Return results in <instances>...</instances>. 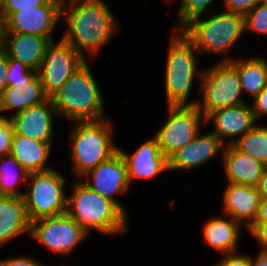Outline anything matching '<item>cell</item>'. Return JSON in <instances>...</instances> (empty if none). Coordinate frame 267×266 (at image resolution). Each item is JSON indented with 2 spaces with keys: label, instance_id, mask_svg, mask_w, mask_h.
Returning a JSON list of instances; mask_svg holds the SVG:
<instances>
[{
  "label": "cell",
  "instance_id": "obj_1",
  "mask_svg": "<svg viewBox=\"0 0 267 266\" xmlns=\"http://www.w3.org/2000/svg\"><path fill=\"white\" fill-rule=\"evenodd\" d=\"M65 1L69 6L67 9L62 6V17L68 27L61 38L82 57L85 58L83 50L93 57L116 33L114 15L104 0Z\"/></svg>",
  "mask_w": 267,
  "mask_h": 266
},
{
  "label": "cell",
  "instance_id": "obj_2",
  "mask_svg": "<svg viewBox=\"0 0 267 266\" xmlns=\"http://www.w3.org/2000/svg\"><path fill=\"white\" fill-rule=\"evenodd\" d=\"M73 195L67 199V214L88 234L93 230L102 234L125 233L127 214L112 200L90 189L82 181H74Z\"/></svg>",
  "mask_w": 267,
  "mask_h": 266
},
{
  "label": "cell",
  "instance_id": "obj_3",
  "mask_svg": "<svg viewBox=\"0 0 267 266\" xmlns=\"http://www.w3.org/2000/svg\"><path fill=\"white\" fill-rule=\"evenodd\" d=\"M57 114L73 122L106 119L102 93L87 62L51 97Z\"/></svg>",
  "mask_w": 267,
  "mask_h": 266
},
{
  "label": "cell",
  "instance_id": "obj_4",
  "mask_svg": "<svg viewBox=\"0 0 267 266\" xmlns=\"http://www.w3.org/2000/svg\"><path fill=\"white\" fill-rule=\"evenodd\" d=\"M112 122H75L71 133V157L75 173L80 178L100 163L110 159L118 152L113 142Z\"/></svg>",
  "mask_w": 267,
  "mask_h": 266
},
{
  "label": "cell",
  "instance_id": "obj_5",
  "mask_svg": "<svg viewBox=\"0 0 267 266\" xmlns=\"http://www.w3.org/2000/svg\"><path fill=\"white\" fill-rule=\"evenodd\" d=\"M173 33L164 73L167 106L196 105L198 101L187 102L194 78L198 76L200 79L202 76V70L200 72L197 68L196 49L180 30Z\"/></svg>",
  "mask_w": 267,
  "mask_h": 266
},
{
  "label": "cell",
  "instance_id": "obj_6",
  "mask_svg": "<svg viewBox=\"0 0 267 266\" xmlns=\"http://www.w3.org/2000/svg\"><path fill=\"white\" fill-rule=\"evenodd\" d=\"M245 16L221 11L208 19L199 16L186 23L180 32L201 52L225 54L243 35Z\"/></svg>",
  "mask_w": 267,
  "mask_h": 266
},
{
  "label": "cell",
  "instance_id": "obj_7",
  "mask_svg": "<svg viewBox=\"0 0 267 266\" xmlns=\"http://www.w3.org/2000/svg\"><path fill=\"white\" fill-rule=\"evenodd\" d=\"M31 187L22 198L30 222L67 213L65 178L55 169L29 173Z\"/></svg>",
  "mask_w": 267,
  "mask_h": 266
},
{
  "label": "cell",
  "instance_id": "obj_8",
  "mask_svg": "<svg viewBox=\"0 0 267 266\" xmlns=\"http://www.w3.org/2000/svg\"><path fill=\"white\" fill-rule=\"evenodd\" d=\"M200 80L203 98L196 106L205 117L213 110L246 103L241 99L243 92L237 69L230 61H220L202 71Z\"/></svg>",
  "mask_w": 267,
  "mask_h": 266
},
{
  "label": "cell",
  "instance_id": "obj_9",
  "mask_svg": "<svg viewBox=\"0 0 267 266\" xmlns=\"http://www.w3.org/2000/svg\"><path fill=\"white\" fill-rule=\"evenodd\" d=\"M168 114L167 121L155 134L167 158L196 138L202 121L206 124L205 116L196 105H168Z\"/></svg>",
  "mask_w": 267,
  "mask_h": 266
},
{
  "label": "cell",
  "instance_id": "obj_10",
  "mask_svg": "<svg viewBox=\"0 0 267 266\" xmlns=\"http://www.w3.org/2000/svg\"><path fill=\"white\" fill-rule=\"evenodd\" d=\"M89 234L67 213L31 222L30 236L59 255H67Z\"/></svg>",
  "mask_w": 267,
  "mask_h": 266
},
{
  "label": "cell",
  "instance_id": "obj_11",
  "mask_svg": "<svg viewBox=\"0 0 267 266\" xmlns=\"http://www.w3.org/2000/svg\"><path fill=\"white\" fill-rule=\"evenodd\" d=\"M85 62V58L63 39L58 43L52 41L37 71L45 94L51 98Z\"/></svg>",
  "mask_w": 267,
  "mask_h": 266
},
{
  "label": "cell",
  "instance_id": "obj_12",
  "mask_svg": "<svg viewBox=\"0 0 267 266\" xmlns=\"http://www.w3.org/2000/svg\"><path fill=\"white\" fill-rule=\"evenodd\" d=\"M63 0H50L39 8L20 10L12 13L4 21V32H17L52 38V31L62 17Z\"/></svg>",
  "mask_w": 267,
  "mask_h": 266
},
{
  "label": "cell",
  "instance_id": "obj_13",
  "mask_svg": "<svg viewBox=\"0 0 267 266\" xmlns=\"http://www.w3.org/2000/svg\"><path fill=\"white\" fill-rule=\"evenodd\" d=\"M82 177L87 178L82 181L85 185L99 195L115 202L127 214L123 205L115 198V194L125 193L130 186L126 162L119 151Z\"/></svg>",
  "mask_w": 267,
  "mask_h": 266
},
{
  "label": "cell",
  "instance_id": "obj_14",
  "mask_svg": "<svg viewBox=\"0 0 267 266\" xmlns=\"http://www.w3.org/2000/svg\"><path fill=\"white\" fill-rule=\"evenodd\" d=\"M57 111L52 99L31 106L18 114H11V117L0 115L1 118H9L14 127V132L29 139L52 142L53 138V117Z\"/></svg>",
  "mask_w": 267,
  "mask_h": 266
},
{
  "label": "cell",
  "instance_id": "obj_15",
  "mask_svg": "<svg viewBox=\"0 0 267 266\" xmlns=\"http://www.w3.org/2000/svg\"><path fill=\"white\" fill-rule=\"evenodd\" d=\"M212 122L214 129L212 133L219 138L225 145L234 144L236 136L245 135L250 131L257 122L254 113L252 112L251 105L247 103L232 107L220 108L213 110L205 117V123ZM233 138L229 143L227 138Z\"/></svg>",
  "mask_w": 267,
  "mask_h": 266
},
{
  "label": "cell",
  "instance_id": "obj_16",
  "mask_svg": "<svg viewBox=\"0 0 267 266\" xmlns=\"http://www.w3.org/2000/svg\"><path fill=\"white\" fill-rule=\"evenodd\" d=\"M118 151L126 162L130 186L135 178H153L160 172L169 171L168 158L160 150L155 136L142 143L132 155L121 148Z\"/></svg>",
  "mask_w": 267,
  "mask_h": 266
},
{
  "label": "cell",
  "instance_id": "obj_17",
  "mask_svg": "<svg viewBox=\"0 0 267 266\" xmlns=\"http://www.w3.org/2000/svg\"><path fill=\"white\" fill-rule=\"evenodd\" d=\"M225 144L212 132L201 135L177 150L168 158V170H190L209 162L219 152H224ZM223 147V148H222Z\"/></svg>",
  "mask_w": 267,
  "mask_h": 266
},
{
  "label": "cell",
  "instance_id": "obj_18",
  "mask_svg": "<svg viewBox=\"0 0 267 266\" xmlns=\"http://www.w3.org/2000/svg\"><path fill=\"white\" fill-rule=\"evenodd\" d=\"M52 41L43 36L17 32H4L3 50L12 58L38 71Z\"/></svg>",
  "mask_w": 267,
  "mask_h": 266
},
{
  "label": "cell",
  "instance_id": "obj_19",
  "mask_svg": "<svg viewBox=\"0 0 267 266\" xmlns=\"http://www.w3.org/2000/svg\"><path fill=\"white\" fill-rule=\"evenodd\" d=\"M260 200L257 187L228 183L222 199L224 213L241 224L245 221L248 229L257 217Z\"/></svg>",
  "mask_w": 267,
  "mask_h": 266
},
{
  "label": "cell",
  "instance_id": "obj_20",
  "mask_svg": "<svg viewBox=\"0 0 267 266\" xmlns=\"http://www.w3.org/2000/svg\"><path fill=\"white\" fill-rule=\"evenodd\" d=\"M223 165L228 183L257 187L264 165L232 144L223 152Z\"/></svg>",
  "mask_w": 267,
  "mask_h": 266
},
{
  "label": "cell",
  "instance_id": "obj_21",
  "mask_svg": "<svg viewBox=\"0 0 267 266\" xmlns=\"http://www.w3.org/2000/svg\"><path fill=\"white\" fill-rule=\"evenodd\" d=\"M31 222L22 197L0 195V246L30 233Z\"/></svg>",
  "mask_w": 267,
  "mask_h": 266
},
{
  "label": "cell",
  "instance_id": "obj_22",
  "mask_svg": "<svg viewBox=\"0 0 267 266\" xmlns=\"http://www.w3.org/2000/svg\"><path fill=\"white\" fill-rule=\"evenodd\" d=\"M52 142H42L14 134L10 155L28 172L48 171Z\"/></svg>",
  "mask_w": 267,
  "mask_h": 266
},
{
  "label": "cell",
  "instance_id": "obj_23",
  "mask_svg": "<svg viewBox=\"0 0 267 266\" xmlns=\"http://www.w3.org/2000/svg\"><path fill=\"white\" fill-rule=\"evenodd\" d=\"M48 98L37 75L29 83L13 87L7 86L3 90L0 94V113L15 109L14 114H18L31 106L46 101Z\"/></svg>",
  "mask_w": 267,
  "mask_h": 266
},
{
  "label": "cell",
  "instance_id": "obj_24",
  "mask_svg": "<svg viewBox=\"0 0 267 266\" xmlns=\"http://www.w3.org/2000/svg\"><path fill=\"white\" fill-rule=\"evenodd\" d=\"M230 219V220H229ZM211 218L203 227V239L207 245L223 254L237 252L241 223L232 217Z\"/></svg>",
  "mask_w": 267,
  "mask_h": 266
},
{
  "label": "cell",
  "instance_id": "obj_25",
  "mask_svg": "<svg viewBox=\"0 0 267 266\" xmlns=\"http://www.w3.org/2000/svg\"><path fill=\"white\" fill-rule=\"evenodd\" d=\"M221 61H230L236 67L242 92L245 91L253 98L267 86V69L260 57L248 60L228 57Z\"/></svg>",
  "mask_w": 267,
  "mask_h": 266
},
{
  "label": "cell",
  "instance_id": "obj_26",
  "mask_svg": "<svg viewBox=\"0 0 267 266\" xmlns=\"http://www.w3.org/2000/svg\"><path fill=\"white\" fill-rule=\"evenodd\" d=\"M28 175L29 173L16 161L13 156L9 154L1 157L0 195L22 197L24 192H19L16 187L17 184H21L23 180H28Z\"/></svg>",
  "mask_w": 267,
  "mask_h": 266
},
{
  "label": "cell",
  "instance_id": "obj_27",
  "mask_svg": "<svg viewBox=\"0 0 267 266\" xmlns=\"http://www.w3.org/2000/svg\"><path fill=\"white\" fill-rule=\"evenodd\" d=\"M238 151L267 165V127L255 125L250 131L232 144Z\"/></svg>",
  "mask_w": 267,
  "mask_h": 266
},
{
  "label": "cell",
  "instance_id": "obj_28",
  "mask_svg": "<svg viewBox=\"0 0 267 266\" xmlns=\"http://www.w3.org/2000/svg\"><path fill=\"white\" fill-rule=\"evenodd\" d=\"M214 0H180L179 19L177 25L173 28L175 30H180L186 23L191 19L201 16L207 7Z\"/></svg>",
  "mask_w": 267,
  "mask_h": 266
},
{
  "label": "cell",
  "instance_id": "obj_29",
  "mask_svg": "<svg viewBox=\"0 0 267 266\" xmlns=\"http://www.w3.org/2000/svg\"><path fill=\"white\" fill-rule=\"evenodd\" d=\"M37 76L36 70H31L18 60L8 58L7 82L8 86H18L29 83Z\"/></svg>",
  "mask_w": 267,
  "mask_h": 266
},
{
  "label": "cell",
  "instance_id": "obj_30",
  "mask_svg": "<svg viewBox=\"0 0 267 266\" xmlns=\"http://www.w3.org/2000/svg\"><path fill=\"white\" fill-rule=\"evenodd\" d=\"M245 27L246 30L267 34V4L261 1L245 15Z\"/></svg>",
  "mask_w": 267,
  "mask_h": 266
},
{
  "label": "cell",
  "instance_id": "obj_31",
  "mask_svg": "<svg viewBox=\"0 0 267 266\" xmlns=\"http://www.w3.org/2000/svg\"><path fill=\"white\" fill-rule=\"evenodd\" d=\"M49 1L50 0H2L0 3V16L2 20L5 21L14 12L39 8Z\"/></svg>",
  "mask_w": 267,
  "mask_h": 266
},
{
  "label": "cell",
  "instance_id": "obj_32",
  "mask_svg": "<svg viewBox=\"0 0 267 266\" xmlns=\"http://www.w3.org/2000/svg\"><path fill=\"white\" fill-rule=\"evenodd\" d=\"M14 134L10 119L0 117V158L10 154Z\"/></svg>",
  "mask_w": 267,
  "mask_h": 266
},
{
  "label": "cell",
  "instance_id": "obj_33",
  "mask_svg": "<svg viewBox=\"0 0 267 266\" xmlns=\"http://www.w3.org/2000/svg\"><path fill=\"white\" fill-rule=\"evenodd\" d=\"M261 0H224L226 12L246 15L249 13Z\"/></svg>",
  "mask_w": 267,
  "mask_h": 266
},
{
  "label": "cell",
  "instance_id": "obj_34",
  "mask_svg": "<svg viewBox=\"0 0 267 266\" xmlns=\"http://www.w3.org/2000/svg\"><path fill=\"white\" fill-rule=\"evenodd\" d=\"M248 231L261 245V252H267V222H254Z\"/></svg>",
  "mask_w": 267,
  "mask_h": 266
},
{
  "label": "cell",
  "instance_id": "obj_35",
  "mask_svg": "<svg viewBox=\"0 0 267 266\" xmlns=\"http://www.w3.org/2000/svg\"><path fill=\"white\" fill-rule=\"evenodd\" d=\"M215 266H250V256L237 252L223 255V258Z\"/></svg>",
  "mask_w": 267,
  "mask_h": 266
},
{
  "label": "cell",
  "instance_id": "obj_36",
  "mask_svg": "<svg viewBox=\"0 0 267 266\" xmlns=\"http://www.w3.org/2000/svg\"><path fill=\"white\" fill-rule=\"evenodd\" d=\"M252 99L254 100L251 106L252 112L258 121L264 114L267 115V86Z\"/></svg>",
  "mask_w": 267,
  "mask_h": 266
},
{
  "label": "cell",
  "instance_id": "obj_37",
  "mask_svg": "<svg viewBox=\"0 0 267 266\" xmlns=\"http://www.w3.org/2000/svg\"><path fill=\"white\" fill-rule=\"evenodd\" d=\"M0 266H44L31 256L11 257L0 260Z\"/></svg>",
  "mask_w": 267,
  "mask_h": 266
},
{
  "label": "cell",
  "instance_id": "obj_38",
  "mask_svg": "<svg viewBox=\"0 0 267 266\" xmlns=\"http://www.w3.org/2000/svg\"><path fill=\"white\" fill-rule=\"evenodd\" d=\"M8 55L4 50L0 51V94L8 86L7 82Z\"/></svg>",
  "mask_w": 267,
  "mask_h": 266
},
{
  "label": "cell",
  "instance_id": "obj_39",
  "mask_svg": "<svg viewBox=\"0 0 267 266\" xmlns=\"http://www.w3.org/2000/svg\"><path fill=\"white\" fill-rule=\"evenodd\" d=\"M257 189L261 198H267V165L263 168Z\"/></svg>",
  "mask_w": 267,
  "mask_h": 266
},
{
  "label": "cell",
  "instance_id": "obj_40",
  "mask_svg": "<svg viewBox=\"0 0 267 266\" xmlns=\"http://www.w3.org/2000/svg\"><path fill=\"white\" fill-rule=\"evenodd\" d=\"M254 222H267V198H261L258 214Z\"/></svg>",
  "mask_w": 267,
  "mask_h": 266
},
{
  "label": "cell",
  "instance_id": "obj_41",
  "mask_svg": "<svg viewBox=\"0 0 267 266\" xmlns=\"http://www.w3.org/2000/svg\"><path fill=\"white\" fill-rule=\"evenodd\" d=\"M250 266H267V252L259 251L255 259L250 257Z\"/></svg>",
  "mask_w": 267,
  "mask_h": 266
},
{
  "label": "cell",
  "instance_id": "obj_42",
  "mask_svg": "<svg viewBox=\"0 0 267 266\" xmlns=\"http://www.w3.org/2000/svg\"><path fill=\"white\" fill-rule=\"evenodd\" d=\"M4 21L2 20V17L0 16V51L3 50V43H4Z\"/></svg>",
  "mask_w": 267,
  "mask_h": 266
},
{
  "label": "cell",
  "instance_id": "obj_43",
  "mask_svg": "<svg viewBox=\"0 0 267 266\" xmlns=\"http://www.w3.org/2000/svg\"><path fill=\"white\" fill-rule=\"evenodd\" d=\"M263 61H264V64H265V66H266V69H267V61L266 60H264V58H262V57H260Z\"/></svg>",
  "mask_w": 267,
  "mask_h": 266
},
{
  "label": "cell",
  "instance_id": "obj_44",
  "mask_svg": "<svg viewBox=\"0 0 267 266\" xmlns=\"http://www.w3.org/2000/svg\"><path fill=\"white\" fill-rule=\"evenodd\" d=\"M263 3L267 4V0H261Z\"/></svg>",
  "mask_w": 267,
  "mask_h": 266
}]
</instances>
